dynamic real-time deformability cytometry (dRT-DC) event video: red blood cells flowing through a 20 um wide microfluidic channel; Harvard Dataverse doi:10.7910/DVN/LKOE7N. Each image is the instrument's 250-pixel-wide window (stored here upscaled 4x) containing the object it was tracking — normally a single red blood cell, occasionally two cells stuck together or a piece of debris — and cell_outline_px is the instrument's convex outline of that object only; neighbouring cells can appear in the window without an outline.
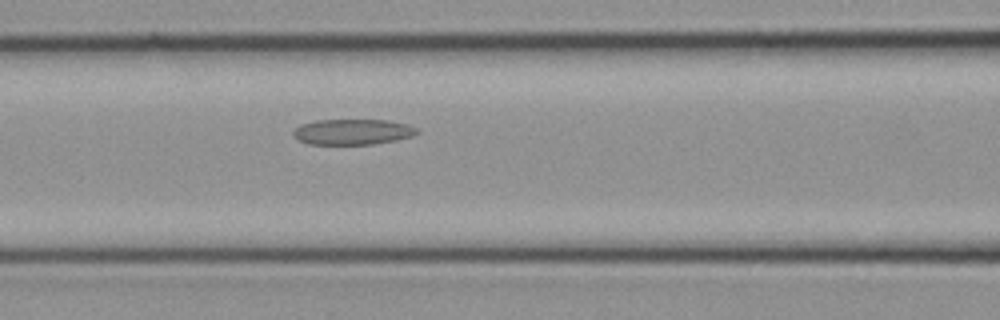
{"species": "common noctule bat (a hibernating species)", "species_latin": "Nyctalus noctula", "temperature_condition": "cold", "stored_images_in_passage": 6, "camera_frame_rate_fps": 3000, "um_per_image_px": 0.085, "animal": {"sex": "female", "body_mass_g": 21.9}, "frame": {"image": 1, "passage_image": 6, "time_ms": 1.667, "image_size_px": [1000, 320], "cell_outline_px": [[420, 132], [412, 136], [396, 140], [372, 144], [308, 144], [296, 140], [292, 136], [292, 132], [300, 124], [316, 120], [388, 120], [404, 124], [416, 128]], "centroid_in_image_um": [29.91, 11.21], "position_along_channel_um": 136.7, "area_um2": 18.5}}